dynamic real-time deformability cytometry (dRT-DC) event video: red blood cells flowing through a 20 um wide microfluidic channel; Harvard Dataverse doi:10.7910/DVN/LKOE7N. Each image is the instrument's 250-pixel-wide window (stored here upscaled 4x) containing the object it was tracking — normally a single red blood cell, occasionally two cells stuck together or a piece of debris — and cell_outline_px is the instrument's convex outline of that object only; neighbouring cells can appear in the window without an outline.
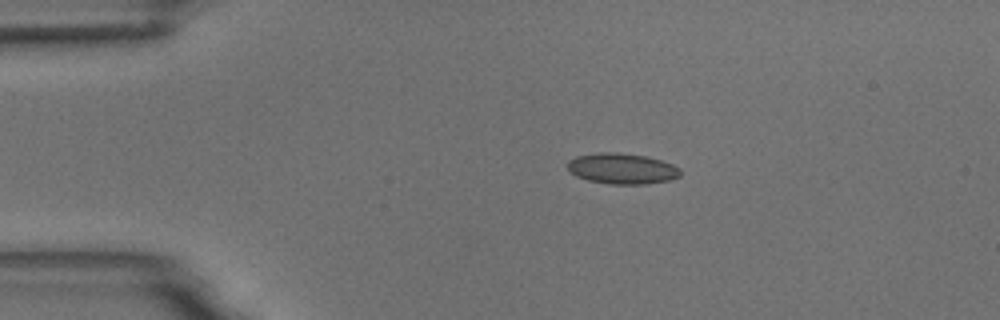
{"species": "common noctule bat (a hibernating species)", "species_latin": "Nyctalus noctula", "temperature_condition": "room temperature", "stored_images_in_passage": 4, "camera_frame_rate_fps": 3000, "um_per_image_px": 0.085, "animal": {"sex": "male", "body_mass_g": 18.8}, "frame": {"image": 1, "passage_image": 2, "time_ms": 2.0, "image_size_px": [1000, 320], "cell_outline_px": [[680, 176], [668, 180], [644, 184], [612, 184], [588, 180], [576, 176], [568, 168], [568, 160], [576, 156], [600, 152], [616, 152], [644, 156], [660, 160], [672, 164], [680, 168]], "centroid_in_image_um": [52.86, 14.33], "position_along_channel_um": 32.1, "area_um2": 20.0}}
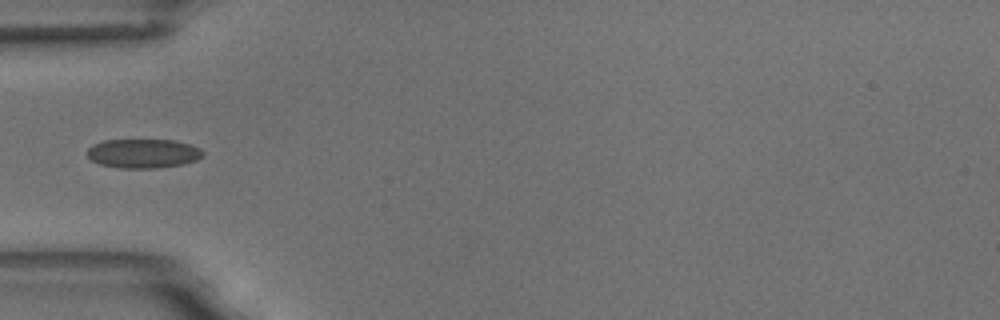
{"frame": {"image": 2, "passage_image": 4, "time_ms": 4.333, "image_size_px": [1000, 320], "cell_outline_px": [[204, 156], [196, 160], [184, 164], [156, 168], [120, 168], [100, 164], [92, 160], [88, 156], [88, 148], [92, 144], [104, 140], [176, 140], [192, 144], [200, 148], [204, 152]], "centroid_in_image_um": [12.21, 13.04], "position_along_channel_um": 72.8, "area_um2": 19.83}}